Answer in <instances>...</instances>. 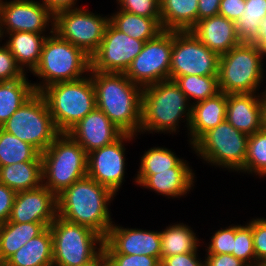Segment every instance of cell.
<instances>
[{
	"label": "cell",
	"instance_id": "cell-43",
	"mask_svg": "<svg viewBox=\"0 0 266 266\" xmlns=\"http://www.w3.org/2000/svg\"><path fill=\"white\" fill-rule=\"evenodd\" d=\"M245 10V0H221L219 5V14L236 22Z\"/></svg>",
	"mask_w": 266,
	"mask_h": 266
},
{
	"label": "cell",
	"instance_id": "cell-12",
	"mask_svg": "<svg viewBox=\"0 0 266 266\" xmlns=\"http://www.w3.org/2000/svg\"><path fill=\"white\" fill-rule=\"evenodd\" d=\"M89 11L79 7L57 13L54 16V32L91 57L102 42L109 15L102 17Z\"/></svg>",
	"mask_w": 266,
	"mask_h": 266
},
{
	"label": "cell",
	"instance_id": "cell-47",
	"mask_svg": "<svg viewBox=\"0 0 266 266\" xmlns=\"http://www.w3.org/2000/svg\"><path fill=\"white\" fill-rule=\"evenodd\" d=\"M221 0H198L197 22L219 14Z\"/></svg>",
	"mask_w": 266,
	"mask_h": 266
},
{
	"label": "cell",
	"instance_id": "cell-48",
	"mask_svg": "<svg viewBox=\"0 0 266 266\" xmlns=\"http://www.w3.org/2000/svg\"><path fill=\"white\" fill-rule=\"evenodd\" d=\"M41 2L49 9V11L54 16L57 13L65 10L79 8V5L78 7L75 6L77 5V0H42Z\"/></svg>",
	"mask_w": 266,
	"mask_h": 266
},
{
	"label": "cell",
	"instance_id": "cell-51",
	"mask_svg": "<svg viewBox=\"0 0 266 266\" xmlns=\"http://www.w3.org/2000/svg\"><path fill=\"white\" fill-rule=\"evenodd\" d=\"M261 99H262L263 128L266 129V88L261 93Z\"/></svg>",
	"mask_w": 266,
	"mask_h": 266
},
{
	"label": "cell",
	"instance_id": "cell-7",
	"mask_svg": "<svg viewBox=\"0 0 266 266\" xmlns=\"http://www.w3.org/2000/svg\"><path fill=\"white\" fill-rule=\"evenodd\" d=\"M263 59L254 43H240L221 55L218 68L219 91L225 94L257 93L265 78Z\"/></svg>",
	"mask_w": 266,
	"mask_h": 266
},
{
	"label": "cell",
	"instance_id": "cell-11",
	"mask_svg": "<svg viewBox=\"0 0 266 266\" xmlns=\"http://www.w3.org/2000/svg\"><path fill=\"white\" fill-rule=\"evenodd\" d=\"M219 58L192 31H172L169 79L175 81L185 75H218Z\"/></svg>",
	"mask_w": 266,
	"mask_h": 266
},
{
	"label": "cell",
	"instance_id": "cell-2",
	"mask_svg": "<svg viewBox=\"0 0 266 266\" xmlns=\"http://www.w3.org/2000/svg\"><path fill=\"white\" fill-rule=\"evenodd\" d=\"M115 196L108 187L86 176L57 196L58 216L87 226L105 238L114 223L108 205Z\"/></svg>",
	"mask_w": 266,
	"mask_h": 266
},
{
	"label": "cell",
	"instance_id": "cell-16",
	"mask_svg": "<svg viewBox=\"0 0 266 266\" xmlns=\"http://www.w3.org/2000/svg\"><path fill=\"white\" fill-rule=\"evenodd\" d=\"M137 135L124 133L110 145L95 149L87 154V176L108 187L116 195L125 180L124 142L136 139Z\"/></svg>",
	"mask_w": 266,
	"mask_h": 266
},
{
	"label": "cell",
	"instance_id": "cell-5",
	"mask_svg": "<svg viewBox=\"0 0 266 266\" xmlns=\"http://www.w3.org/2000/svg\"><path fill=\"white\" fill-rule=\"evenodd\" d=\"M40 93L60 133H67L96 108L95 88L90 74L76 81L52 84Z\"/></svg>",
	"mask_w": 266,
	"mask_h": 266
},
{
	"label": "cell",
	"instance_id": "cell-41",
	"mask_svg": "<svg viewBox=\"0 0 266 266\" xmlns=\"http://www.w3.org/2000/svg\"><path fill=\"white\" fill-rule=\"evenodd\" d=\"M252 233L257 265L266 261V218H252Z\"/></svg>",
	"mask_w": 266,
	"mask_h": 266
},
{
	"label": "cell",
	"instance_id": "cell-52",
	"mask_svg": "<svg viewBox=\"0 0 266 266\" xmlns=\"http://www.w3.org/2000/svg\"><path fill=\"white\" fill-rule=\"evenodd\" d=\"M156 266H166V265H165L164 262L161 260V261H159V262L156 264Z\"/></svg>",
	"mask_w": 266,
	"mask_h": 266
},
{
	"label": "cell",
	"instance_id": "cell-28",
	"mask_svg": "<svg viewBox=\"0 0 266 266\" xmlns=\"http://www.w3.org/2000/svg\"><path fill=\"white\" fill-rule=\"evenodd\" d=\"M0 183L16 193L42 185V161H24L0 167Z\"/></svg>",
	"mask_w": 266,
	"mask_h": 266
},
{
	"label": "cell",
	"instance_id": "cell-44",
	"mask_svg": "<svg viewBox=\"0 0 266 266\" xmlns=\"http://www.w3.org/2000/svg\"><path fill=\"white\" fill-rule=\"evenodd\" d=\"M16 192L0 183V224L9 220Z\"/></svg>",
	"mask_w": 266,
	"mask_h": 266
},
{
	"label": "cell",
	"instance_id": "cell-17",
	"mask_svg": "<svg viewBox=\"0 0 266 266\" xmlns=\"http://www.w3.org/2000/svg\"><path fill=\"white\" fill-rule=\"evenodd\" d=\"M105 254L147 255L161 261L160 231L124 228L115 223L104 238Z\"/></svg>",
	"mask_w": 266,
	"mask_h": 266
},
{
	"label": "cell",
	"instance_id": "cell-14",
	"mask_svg": "<svg viewBox=\"0 0 266 266\" xmlns=\"http://www.w3.org/2000/svg\"><path fill=\"white\" fill-rule=\"evenodd\" d=\"M144 44L109 23L98 50L91 56L90 71L125 73Z\"/></svg>",
	"mask_w": 266,
	"mask_h": 266
},
{
	"label": "cell",
	"instance_id": "cell-31",
	"mask_svg": "<svg viewBox=\"0 0 266 266\" xmlns=\"http://www.w3.org/2000/svg\"><path fill=\"white\" fill-rule=\"evenodd\" d=\"M190 226L177 223L168 225L160 231L161 237V260L178 254L197 252L199 239Z\"/></svg>",
	"mask_w": 266,
	"mask_h": 266
},
{
	"label": "cell",
	"instance_id": "cell-50",
	"mask_svg": "<svg viewBox=\"0 0 266 266\" xmlns=\"http://www.w3.org/2000/svg\"><path fill=\"white\" fill-rule=\"evenodd\" d=\"M79 266H108L104 251L102 250L92 261Z\"/></svg>",
	"mask_w": 266,
	"mask_h": 266
},
{
	"label": "cell",
	"instance_id": "cell-45",
	"mask_svg": "<svg viewBox=\"0 0 266 266\" xmlns=\"http://www.w3.org/2000/svg\"><path fill=\"white\" fill-rule=\"evenodd\" d=\"M198 252H188L183 254L165 257L162 259L166 266H204V261L198 257Z\"/></svg>",
	"mask_w": 266,
	"mask_h": 266
},
{
	"label": "cell",
	"instance_id": "cell-1",
	"mask_svg": "<svg viewBox=\"0 0 266 266\" xmlns=\"http://www.w3.org/2000/svg\"><path fill=\"white\" fill-rule=\"evenodd\" d=\"M96 108L124 133L139 135L143 88L131 82L125 73L90 71Z\"/></svg>",
	"mask_w": 266,
	"mask_h": 266
},
{
	"label": "cell",
	"instance_id": "cell-53",
	"mask_svg": "<svg viewBox=\"0 0 266 266\" xmlns=\"http://www.w3.org/2000/svg\"><path fill=\"white\" fill-rule=\"evenodd\" d=\"M255 266H266V261H264V262H260V263H258V264L255 265Z\"/></svg>",
	"mask_w": 266,
	"mask_h": 266
},
{
	"label": "cell",
	"instance_id": "cell-6",
	"mask_svg": "<svg viewBox=\"0 0 266 266\" xmlns=\"http://www.w3.org/2000/svg\"><path fill=\"white\" fill-rule=\"evenodd\" d=\"M42 185L56 196L87 176V153L67 133H61L41 153Z\"/></svg>",
	"mask_w": 266,
	"mask_h": 266
},
{
	"label": "cell",
	"instance_id": "cell-4",
	"mask_svg": "<svg viewBox=\"0 0 266 266\" xmlns=\"http://www.w3.org/2000/svg\"><path fill=\"white\" fill-rule=\"evenodd\" d=\"M90 69L91 57L69 41L61 39L51 27L43 44L40 61L32 72L42 81L33 83V86L36 92H41L55 83L82 79L89 74Z\"/></svg>",
	"mask_w": 266,
	"mask_h": 266
},
{
	"label": "cell",
	"instance_id": "cell-46",
	"mask_svg": "<svg viewBox=\"0 0 266 266\" xmlns=\"http://www.w3.org/2000/svg\"><path fill=\"white\" fill-rule=\"evenodd\" d=\"M205 256L204 266H247L232 254H205Z\"/></svg>",
	"mask_w": 266,
	"mask_h": 266
},
{
	"label": "cell",
	"instance_id": "cell-33",
	"mask_svg": "<svg viewBox=\"0 0 266 266\" xmlns=\"http://www.w3.org/2000/svg\"><path fill=\"white\" fill-rule=\"evenodd\" d=\"M24 161H42L41 153L31 144L0 128V167Z\"/></svg>",
	"mask_w": 266,
	"mask_h": 266
},
{
	"label": "cell",
	"instance_id": "cell-26",
	"mask_svg": "<svg viewBox=\"0 0 266 266\" xmlns=\"http://www.w3.org/2000/svg\"><path fill=\"white\" fill-rule=\"evenodd\" d=\"M46 228L44 223H15L8 220L0 224V262L3 264Z\"/></svg>",
	"mask_w": 266,
	"mask_h": 266
},
{
	"label": "cell",
	"instance_id": "cell-25",
	"mask_svg": "<svg viewBox=\"0 0 266 266\" xmlns=\"http://www.w3.org/2000/svg\"><path fill=\"white\" fill-rule=\"evenodd\" d=\"M2 266H53V240L49 227L16 251Z\"/></svg>",
	"mask_w": 266,
	"mask_h": 266
},
{
	"label": "cell",
	"instance_id": "cell-37",
	"mask_svg": "<svg viewBox=\"0 0 266 266\" xmlns=\"http://www.w3.org/2000/svg\"><path fill=\"white\" fill-rule=\"evenodd\" d=\"M232 255L244 262L247 266L256 265V255L253 247L252 219L245 226L244 224L236 225V238Z\"/></svg>",
	"mask_w": 266,
	"mask_h": 266
},
{
	"label": "cell",
	"instance_id": "cell-29",
	"mask_svg": "<svg viewBox=\"0 0 266 266\" xmlns=\"http://www.w3.org/2000/svg\"><path fill=\"white\" fill-rule=\"evenodd\" d=\"M109 16V23L116 29L132 38L148 41L156 38L163 28L161 18H147L119 10Z\"/></svg>",
	"mask_w": 266,
	"mask_h": 266
},
{
	"label": "cell",
	"instance_id": "cell-15",
	"mask_svg": "<svg viewBox=\"0 0 266 266\" xmlns=\"http://www.w3.org/2000/svg\"><path fill=\"white\" fill-rule=\"evenodd\" d=\"M39 1L0 0V40L11 32L45 33L54 27V15Z\"/></svg>",
	"mask_w": 266,
	"mask_h": 266
},
{
	"label": "cell",
	"instance_id": "cell-36",
	"mask_svg": "<svg viewBox=\"0 0 266 266\" xmlns=\"http://www.w3.org/2000/svg\"><path fill=\"white\" fill-rule=\"evenodd\" d=\"M266 177V129L249 135L244 173Z\"/></svg>",
	"mask_w": 266,
	"mask_h": 266
},
{
	"label": "cell",
	"instance_id": "cell-40",
	"mask_svg": "<svg viewBox=\"0 0 266 266\" xmlns=\"http://www.w3.org/2000/svg\"><path fill=\"white\" fill-rule=\"evenodd\" d=\"M25 74L17 65L10 50L2 44L0 46V82L17 80Z\"/></svg>",
	"mask_w": 266,
	"mask_h": 266
},
{
	"label": "cell",
	"instance_id": "cell-8",
	"mask_svg": "<svg viewBox=\"0 0 266 266\" xmlns=\"http://www.w3.org/2000/svg\"><path fill=\"white\" fill-rule=\"evenodd\" d=\"M49 228L53 240V266L83 265L103 250L104 237L87 226L57 216Z\"/></svg>",
	"mask_w": 266,
	"mask_h": 266
},
{
	"label": "cell",
	"instance_id": "cell-32",
	"mask_svg": "<svg viewBox=\"0 0 266 266\" xmlns=\"http://www.w3.org/2000/svg\"><path fill=\"white\" fill-rule=\"evenodd\" d=\"M35 92L26 74L17 80L0 82V127Z\"/></svg>",
	"mask_w": 266,
	"mask_h": 266
},
{
	"label": "cell",
	"instance_id": "cell-20",
	"mask_svg": "<svg viewBox=\"0 0 266 266\" xmlns=\"http://www.w3.org/2000/svg\"><path fill=\"white\" fill-rule=\"evenodd\" d=\"M226 120L247 135L263 129L261 92L227 94Z\"/></svg>",
	"mask_w": 266,
	"mask_h": 266
},
{
	"label": "cell",
	"instance_id": "cell-30",
	"mask_svg": "<svg viewBox=\"0 0 266 266\" xmlns=\"http://www.w3.org/2000/svg\"><path fill=\"white\" fill-rule=\"evenodd\" d=\"M140 164L134 179L139 186L157 172L171 171V168H190L186 160L179 158L176 153L165 147H152L145 151Z\"/></svg>",
	"mask_w": 266,
	"mask_h": 266
},
{
	"label": "cell",
	"instance_id": "cell-3",
	"mask_svg": "<svg viewBox=\"0 0 266 266\" xmlns=\"http://www.w3.org/2000/svg\"><path fill=\"white\" fill-rule=\"evenodd\" d=\"M190 118L191 103L174 80H163L143 88L140 135L145 132L174 134L179 132L180 121H186L189 130Z\"/></svg>",
	"mask_w": 266,
	"mask_h": 266
},
{
	"label": "cell",
	"instance_id": "cell-34",
	"mask_svg": "<svg viewBox=\"0 0 266 266\" xmlns=\"http://www.w3.org/2000/svg\"><path fill=\"white\" fill-rule=\"evenodd\" d=\"M266 17V0H245V10L235 22L241 43H254L259 37L261 21Z\"/></svg>",
	"mask_w": 266,
	"mask_h": 266
},
{
	"label": "cell",
	"instance_id": "cell-39",
	"mask_svg": "<svg viewBox=\"0 0 266 266\" xmlns=\"http://www.w3.org/2000/svg\"><path fill=\"white\" fill-rule=\"evenodd\" d=\"M119 10L147 18H161L160 0H116Z\"/></svg>",
	"mask_w": 266,
	"mask_h": 266
},
{
	"label": "cell",
	"instance_id": "cell-18",
	"mask_svg": "<svg viewBox=\"0 0 266 266\" xmlns=\"http://www.w3.org/2000/svg\"><path fill=\"white\" fill-rule=\"evenodd\" d=\"M58 216L57 196L45 186L16 193L10 222L44 223L47 227Z\"/></svg>",
	"mask_w": 266,
	"mask_h": 266
},
{
	"label": "cell",
	"instance_id": "cell-42",
	"mask_svg": "<svg viewBox=\"0 0 266 266\" xmlns=\"http://www.w3.org/2000/svg\"><path fill=\"white\" fill-rule=\"evenodd\" d=\"M108 266H156L159 260L147 255L105 254Z\"/></svg>",
	"mask_w": 266,
	"mask_h": 266
},
{
	"label": "cell",
	"instance_id": "cell-10",
	"mask_svg": "<svg viewBox=\"0 0 266 266\" xmlns=\"http://www.w3.org/2000/svg\"><path fill=\"white\" fill-rule=\"evenodd\" d=\"M0 128L31 144L40 153L61 134L40 92L26 100Z\"/></svg>",
	"mask_w": 266,
	"mask_h": 266
},
{
	"label": "cell",
	"instance_id": "cell-21",
	"mask_svg": "<svg viewBox=\"0 0 266 266\" xmlns=\"http://www.w3.org/2000/svg\"><path fill=\"white\" fill-rule=\"evenodd\" d=\"M190 31L219 56L241 43L236 34L235 22L220 14L198 21Z\"/></svg>",
	"mask_w": 266,
	"mask_h": 266
},
{
	"label": "cell",
	"instance_id": "cell-9",
	"mask_svg": "<svg viewBox=\"0 0 266 266\" xmlns=\"http://www.w3.org/2000/svg\"><path fill=\"white\" fill-rule=\"evenodd\" d=\"M248 138L224 120L205 132L191 148L209 165L240 173L244 172Z\"/></svg>",
	"mask_w": 266,
	"mask_h": 266
},
{
	"label": "cell",
	"instance_id": "cell-24",
	"mask_svg": "<svg viewBox=\"0 0 266 266\" xmlns=\"http://www.w3.org/2000/svg\"><path fill=\"white\" fill-rule=\"evenodd\" d=\"M195 173L191 168H171V171L157 172L150 175L141 185L159 193L158 195L168 198H180L189 194V191L195 186Z\"/></svg>",
	"mask_w": 266,
	"mask_h": 266
},
{
	"label": "cell",
	"instance_id": "cell-22",
	"mask_svg": "<svg viewBox=\"0 0 266 266\" xmlns=\"http://www.w3.org/2000/svg\"><path fill=\"white\" fill-rule=\"evenodd\" d=\"M227 94L215 96L191 104V118L188 127L189 143L192 146L205 132L226 120Z\"/></svg>",
	"mask_w": 266,
	"mask_h": 266
},
{
	"label": "cell",
	"instance_id": "cell-13",
	"mask_svg": "<svg viewBox=\"0 0 266 266\" xmlns=\"http://www.w3.org/2000/svg\"><path fill=\"white\" fill-rule=\"evenodd\" d=\"M171 55L172 31L164 30L156 38L145 42L125 75L142 88L168 80Z\"/></svg>",
	"mask_w": 266,
	"mask_h": 266
},
{
	"label": "cell",
	"instance_id": "cell-23",
	"mask_svg": "<svg viewBox=\"0 0 266 266\" xmlns=\"http://www.w3.org/2000/svg\"><path fill=\"white\" fill-rule=\"evenodd\" d=\"M7 34L9 40L6 39L4 45L10 50L22 71L27 74L29 70L32 73L40 61L43 44L48 35L27 31Z\"/></svg>",
	"mask_w": 266,
	"mask_h": 266
},
{
	"label": "cell",
	"instance_id": "cell-35",
	"mask_svg": "<svg viewBox=\"0 0 266 266\" xmlns=\"http://www.w3.org/2000/svg\"><path fill=\"white\" fill-rule=\"evenodd\" d=\"M175 82L191 104L205 100L219 93L218 75L198 76L185 75L178 77Z\"/></svg>",
	"mask_w": 266,
	"mask_h": 266
},
{
	"label": "cell",
	"instance_id": "cell-49",
	"mask_svg": "<svg viewBox=\"0 0 266 266\" xmlns=\"http://www.w3.org/2000/svg\"><path fill=\"white\" fill-rule=\"evenodd\" d=\"M258 50L262 53L263 58L266 57V17L261 21L259 27V37L254 42Z\"/></svg>",
	"mask_w": 266,
	"mask_h": 266
},
{
	"label": "cell",
	"instance_id": "cell-27",
	"mask_svg": "<svg viewBox=\"0 0 266 266\" xmlns=\"http://www.w3.org/2000/svg\"><path fill=\"white\" fill-rule=\"evenodd\" d=\"M198 0H160L163 30L187 31L197 23Z\"/></svg>",
	"mask_w": 266,
	"mask_h": 266
},
{
	"label": "cell",
	"instance_id": "cell-19",
	"mask_svg": "<svg viewBox=\"0 0 266 266\" xmlns=\"http://www.w3.org/2000/svg\"><path fill=\"white\" fill-rule=\"evenodd\" d=\"M67 134L88 154L118 140L124 132L103 111L95 108L81 119Z\"/></svg>",
	"mask_w": 266,
	"mask_h": 266
},
{
	"label": "cell",
	"instance_id": "cell-38",
	"mask_svg": "<svg viewBox=\"0 0 266 266\" xmlns=\"http://www.w3.org/2000/svg\"><path fill=\"white\" fill-rule=\"evenodd\" d=\"M206 254H232L236 238V225L221 228L211 236Z\"/></svg>",
	"mask_w": 266,
	"mask_h": 266
}]
</instances>
